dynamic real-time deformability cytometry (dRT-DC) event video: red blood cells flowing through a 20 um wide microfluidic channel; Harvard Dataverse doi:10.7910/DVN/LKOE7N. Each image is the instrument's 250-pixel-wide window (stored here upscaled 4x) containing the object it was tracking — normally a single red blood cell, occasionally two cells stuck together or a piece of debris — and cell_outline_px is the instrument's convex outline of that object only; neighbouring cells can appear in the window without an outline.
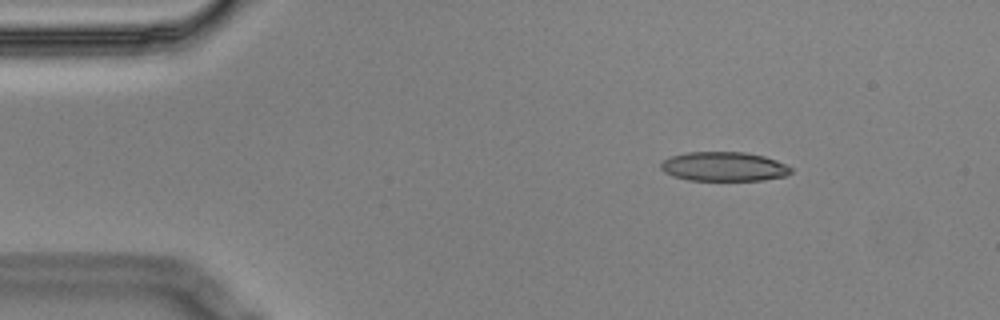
{"species": "Egyptian fruit bat (a non-hibernating species)", "species_latin": "Rousettus aegyptiacus", "temperature_condition": "cold", "stored_images_in_passage": 5, "camera_frame_rate_fps": 3000, "um_per_image_px": 0.085, "animal": {"sex": "male"}, "frame": {"image": 1, "passage_image": 3, "time_ms": 0.667, "image_size_px": [1000, 320], "cell_outline_px": [[792, 172], [784, 176], [764, 180], [688, 180], [672, 176], [664, 172], [660, 168], [660, 164], [664, 160], [672, 156], [688, 152], [744, 152], [764, 156], [776, 160], [792, 168]], "centroid_in_image_um": [61.52, 14.16], "position_along_channel_um": 23.5, "area_um2": 22.14}}